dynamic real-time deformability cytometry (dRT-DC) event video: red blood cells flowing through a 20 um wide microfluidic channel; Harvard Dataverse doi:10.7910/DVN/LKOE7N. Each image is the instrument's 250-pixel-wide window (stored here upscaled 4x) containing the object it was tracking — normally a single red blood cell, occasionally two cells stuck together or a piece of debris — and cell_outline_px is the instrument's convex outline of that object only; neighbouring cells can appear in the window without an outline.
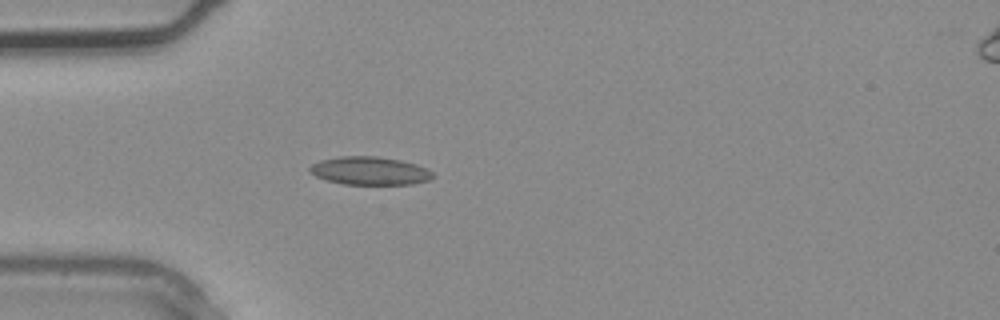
{"species": "common noctule bat (a hibernating species)", "species_latin": "Nyctalus noctula", "temperature_condition": "warm", "stored_images_in_passage": 4, "camera_frame_rate_fps": 3000, "um_per_image_px": 0.085, "animal": {"sex": "male", "body_mass_g": 20.4}, "frame": {"image": 1, "passage_image": 3, "time_ms": 0.667, "image_size_px": [1000, 320], "cell_outline_px": [[432, 180], [412, 184], [344, 184], [328, 180], [316, 176], [308, 172], [308, 168], [312, 164], [320, 160], [340, 156], [376, 156], [400, 160], [416, 164], [428, 168], [432, 172]], "centroid_in_image_um": [31.43, 14.51], "position_along_channel_um": 53.6, "area_um2": 20.23}}